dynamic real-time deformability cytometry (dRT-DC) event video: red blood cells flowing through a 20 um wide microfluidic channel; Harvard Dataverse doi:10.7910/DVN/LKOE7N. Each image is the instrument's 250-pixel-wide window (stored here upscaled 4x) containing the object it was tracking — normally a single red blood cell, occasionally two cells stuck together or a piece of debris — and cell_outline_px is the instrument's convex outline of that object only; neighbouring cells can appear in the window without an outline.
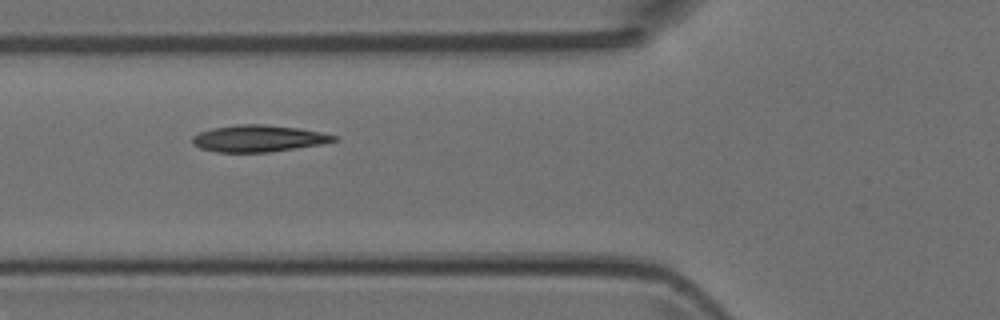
{"species": "Egyptian fruit bat (a non-hibernating species)", "species_latin": "Rousettus aegyptiacus", "temperature_condition": "room temperature", "stored_images_in_passage": 7, "camera_frame_rate_fps": 3000, "um_per_image_px": 0.085, "animal": {"sex": "female"}, "frame": {"image": 1, "passage_image": 3, "time_ms": 2.333, "image_size_px": [1000, 320], "cell_outline_px": [[340, 140], [324, 144], [268, 152], [216, 152], [200, 148], [192, 144], [192, 136], [200, 132], [212, 128], [236, 124], [264, 124], [300, 128], [340, 136]], "centroid_in_image_um": [22.01, 11.76], "position_along_channel_um": 103.8, "area_um2": 22.31}}
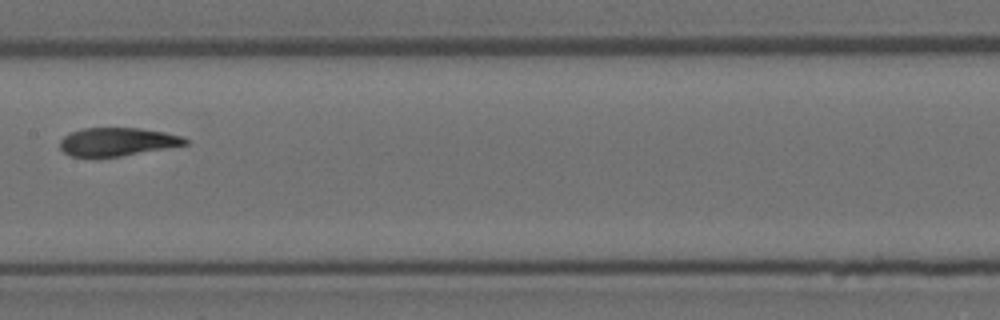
{"frame": {"image": 2, "passage_image": 5, "time_ms": 4.667, "image_size_px": [1000, 320], "cell_outline_px": [[188, 144], [120, 156], [72, 156], [64, 152], [60, 148], [60, 140], [64, 136], [72, 132], [84, 128], [140, 128], [164, 132], [184, 136], [188, 140]], "centroid_in_image_um": [9.99, 12.04], "position_along_channel_um": 197.4, "area_um2": 20.35}}
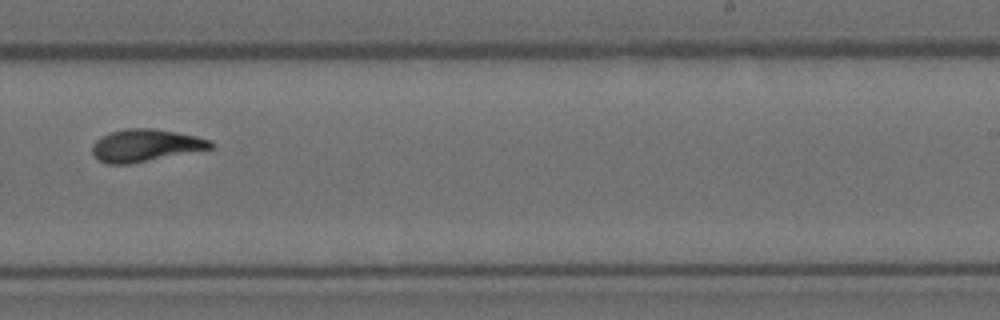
{"frame": {"image": 3, "passage_image": 7, "time_ms": 6.667, "image_size_px": [1000, 320], "cell_outline_px": [[216, 148], [128, 164], [108, 164], [100, 160], [92, 152], [92, 144], [100, 136], [124, 128], [156, 128], [196, 136], [212, 140], [216, 144]], "centroid_in_image_um": [12.42, 12.35], "position_along_channel_um": 276.6, "area_um2": 22.48}}